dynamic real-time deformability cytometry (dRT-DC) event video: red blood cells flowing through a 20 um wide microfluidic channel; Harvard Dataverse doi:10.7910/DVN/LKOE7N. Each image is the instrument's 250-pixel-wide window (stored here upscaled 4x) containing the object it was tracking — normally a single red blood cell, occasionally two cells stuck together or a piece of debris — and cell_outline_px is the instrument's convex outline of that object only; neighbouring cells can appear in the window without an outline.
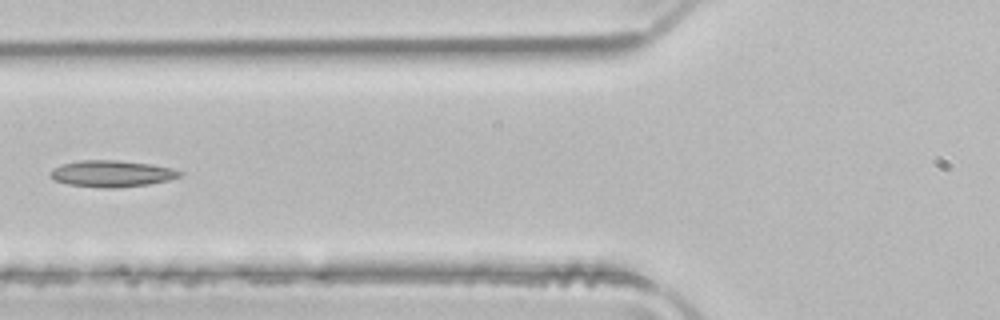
{"species": "common noctule bat (a hibernating species)", "species_latin": "Nyctalus noctula", "temperature_condition": "room temperature", "stored_images_in_passage": 4, "camera_frame_rate_fps": 3000, "um_per_image_px": 0.085, "animal": {"sex": "male", "body_mass_g": 21.5, "forearm_length_mm": 52.0}, "frame": {"image": 1, "passage_image": 4, "time_ms": 1.0, "image_size_px": [1000, 320], "cell_outline_px": [[184, 172], [180, 176], [168, 180], [148, 184], [112, 188], [100, 188], [68, 184], [56, 180], [52, 176], [52, 168], [64, 164], [80, 160], [116, 160], [148, 164], [172, 168]], "centroid_in_image_um": [9.52, 14.76], "position_along_channel_um": 116.3, "area_um2": 19.65}}